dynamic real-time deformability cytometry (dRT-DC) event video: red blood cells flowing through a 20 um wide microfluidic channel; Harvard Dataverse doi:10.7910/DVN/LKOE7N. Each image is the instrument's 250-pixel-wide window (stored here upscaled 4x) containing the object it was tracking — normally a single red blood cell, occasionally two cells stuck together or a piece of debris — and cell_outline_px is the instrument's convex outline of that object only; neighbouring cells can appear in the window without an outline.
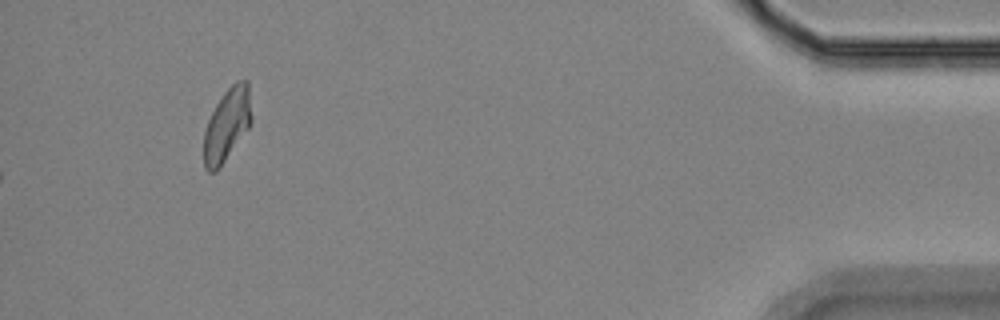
{"species": "Egyptian fruit bat (a non-hibernating species)", "species_latin": "Rousettus aegyptiacus", "temperature_condition": "room temperature", "stored_images_in_passage": 16, "camera_frame_rate_fps": 3000, "um_per_image_px": 0.085, "animal": {"sex": "female"}, "frame": {"image": 1, "passage_image": 16, "time_ms": 19.0, "image_size_px": [1000, 320], "cell_outline_px": [[252, 120], [248, 128], [220, 168], [216, 172], [208, 172], [204, 168], [204, 132], [208, 120], [216, 104], [224, 92], [236, 80], [248, 80], [252, 116]], "centroid_in_image_um": [19.3, 10.61], "position_along_channel_um": 415.9, "area_um2": 20.29}}